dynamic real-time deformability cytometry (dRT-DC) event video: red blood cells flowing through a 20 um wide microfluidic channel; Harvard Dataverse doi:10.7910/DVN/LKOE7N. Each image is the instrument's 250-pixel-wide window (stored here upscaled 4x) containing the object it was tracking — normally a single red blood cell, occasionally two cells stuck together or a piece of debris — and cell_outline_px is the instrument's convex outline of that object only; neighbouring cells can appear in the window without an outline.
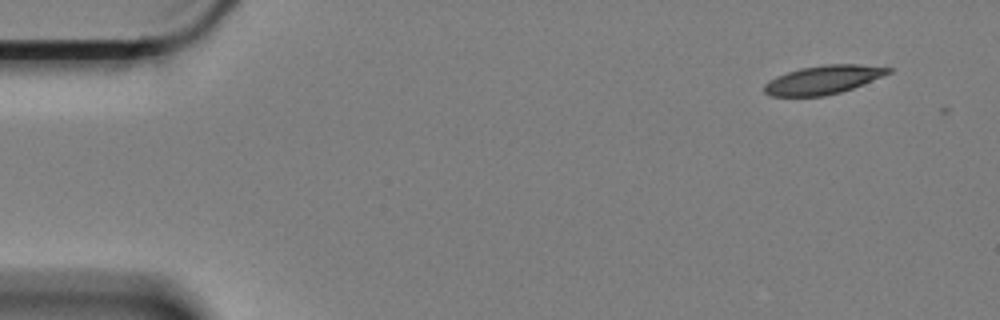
{"species": "Egyptian fruit bat (a non-hibernating species)", "species_latin": "Rousettus aegyptiacus", "temperature_condition": "cold", "stored_images_in_passage": 5, "camera_frame_rate_fps": 3000, "um_per_image_px": 0.085, "animal": {"sex": "female"}, "frame": {"image": 1, "passage_image": 1, "time_ms": 0.0, "image_size_px": [1000, 320], "cell_outline_px": [[892, 72], [852, 88], [840, 92], [824, 96], [772, 96], [764, 92], [764, 84], [768, 80], [776, 76], [800, 68], [824, 64], [860, 64], [892, 68]], "centroid_in_image_um": [69.95, 6.77], "position_along_channel_um": 15.1, "area_um2": 20.58}}